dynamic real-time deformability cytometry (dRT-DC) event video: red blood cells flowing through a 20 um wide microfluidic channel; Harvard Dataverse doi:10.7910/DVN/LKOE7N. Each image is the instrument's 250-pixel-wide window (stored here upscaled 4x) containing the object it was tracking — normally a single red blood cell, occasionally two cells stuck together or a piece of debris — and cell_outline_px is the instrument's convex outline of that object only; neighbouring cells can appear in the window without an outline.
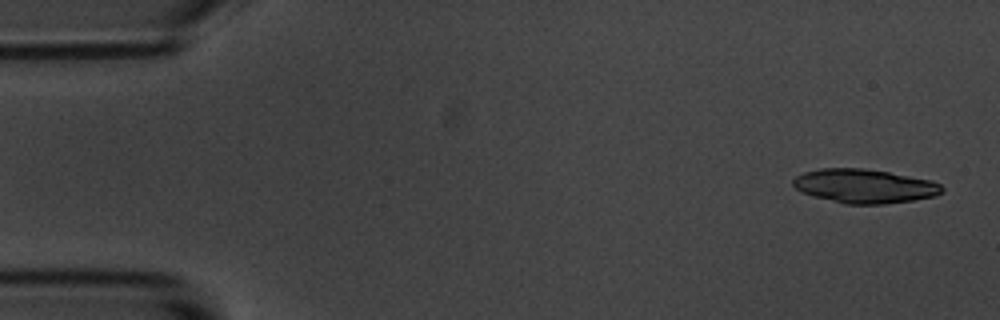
{"species": "common noctule bat (a hibernating species)", "species_latin": "Nyctalus noctula", "temperature_condition": "room temperature", "stored_images_in_passage": 4, "camera_frame_rate_fps": 3000, "um_per_image_px": 0.085, "animal": {"sex": "male", "body_mass_g": 20.1, "forearm_length_mm": 53.5}, "frame": {"image": 1, "passage_image": 1, "time_ms": 0.0, "image_size_px": [1000, 320], "cell_outline_px": [[944, 192], [936, 196], [912, 200], [884, 204], [844, 204], [812, 196], [800, 192], [792, 184], [792, 180], [796, 176], [804, 172], [820, 168], [864, 168], [888, 172], [932, 180], [940, 184], [944, 188]], "centroid_in_image_um": [73.47, 15.82], "position_along_channel_um": 11.5, "area_um2": 29.71}}